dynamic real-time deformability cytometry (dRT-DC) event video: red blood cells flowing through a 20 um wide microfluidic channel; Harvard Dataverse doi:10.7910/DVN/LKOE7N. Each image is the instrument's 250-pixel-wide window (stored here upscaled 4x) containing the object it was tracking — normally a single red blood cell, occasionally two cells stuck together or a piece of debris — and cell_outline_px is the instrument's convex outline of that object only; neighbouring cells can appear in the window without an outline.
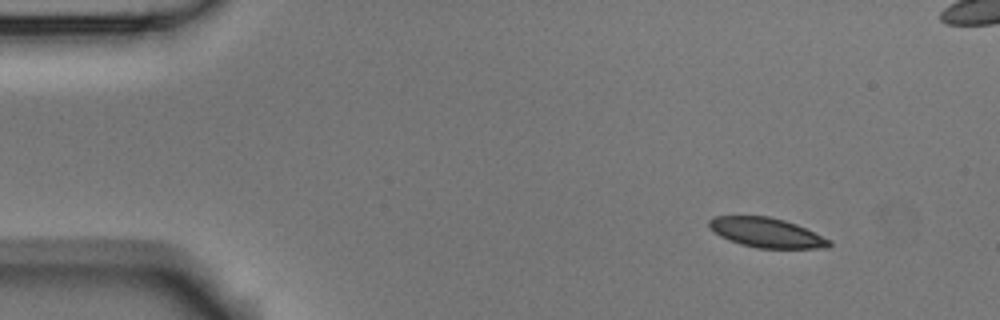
{"species": "Egyptian fruit bat (a non-hibernating species)", "species_latin": "Rousettus aegyptiacus", "temperature_condition": "room temperature", "stored_images_in_passage": 4, "camera_frame_rate_fps": 3000, "um_per_image_px": 0.085, "animal": {"sex": "male"}, "frame": {"image": 1, "passage_image": 1, "time_ms": 0.0, "image_size_px": [1000, 320], "cell_outline_px": [[832, 244], [828, 248], [756, 248], [740, 244], [728, 240], [720, 236], [708, 228], [708, 220], [712, 216], [768, 216], [784, 220], [796, 224], [832, 240]], "centroid_in_image_um": [65.13, 19.77], "position_along_channel_um": 19.9, "area_um2": 20.92}}